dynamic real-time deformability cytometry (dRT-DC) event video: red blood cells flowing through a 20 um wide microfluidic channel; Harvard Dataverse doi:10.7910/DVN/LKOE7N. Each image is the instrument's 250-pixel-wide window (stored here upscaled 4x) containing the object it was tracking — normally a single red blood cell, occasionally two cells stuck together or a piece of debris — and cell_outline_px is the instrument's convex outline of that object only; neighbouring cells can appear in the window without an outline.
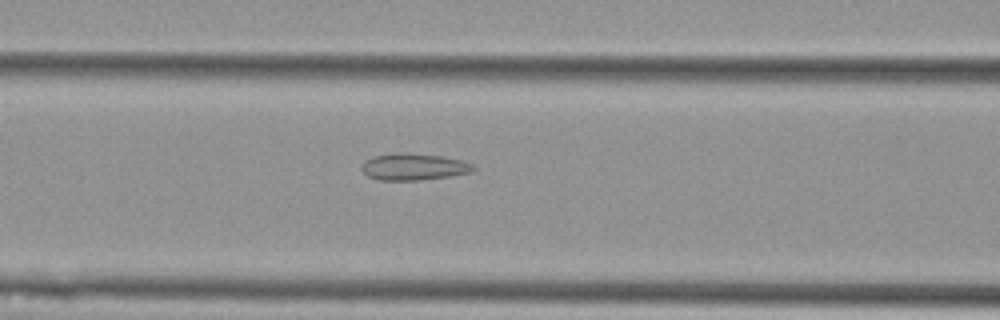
{"species": "Egyptian fruit bat (a non-hibernating species)", "species_latin": "Rousettus aegyptiacus", "temperature_condition": "cold", "stored_images_in_passage": 41, "camera_frame_rate_fps": 3000, "um_per_image_px": 0.085, "animal": {"sex": "female"}, "frame": {"image": 1, "passage_image": 18, "time_ms": 5.667, "image_size_px": [1000, 320], "cell_outline_px": [[476, 168], [472, 172], [448, 176], [416, 180], [380, 180], [368, 176], [360, 168], [360, 164], [364, 160], [372, 156], [396, 152], [408, 152], [444, 156], [464, 160], [472, 164]], "centroid_in_image_um": [35.14, 14.15], "position_along_channel_um": 131.5, "area_um2": 17.69}}
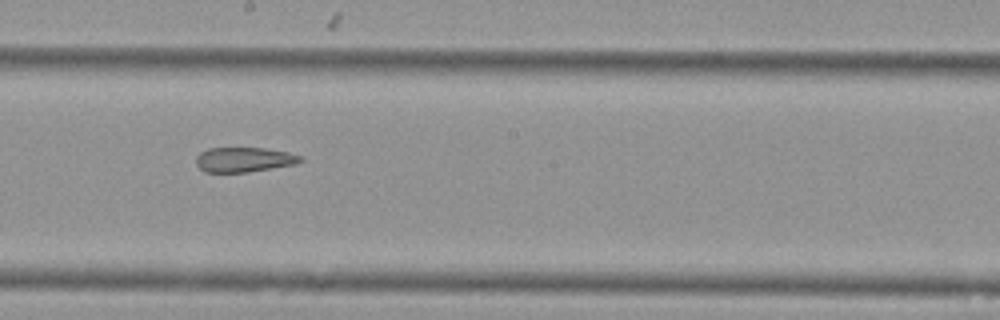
{"frame": {"image": 2, "passage_image": 26, "time_ms": 8.333, "image_size_px": [1000, 320], "cell_outline_px": [[304, 160], [296, 164], [248, 172], [204, 172], [196, 164], [196, 156], [200, 152], [208, 148], [264, 148], [288, 152], [304, 156]], "centroid_in_image_um": [20.76, 13.56], "position_along_channel_um": 227.4, "area_um2": 15.2}}
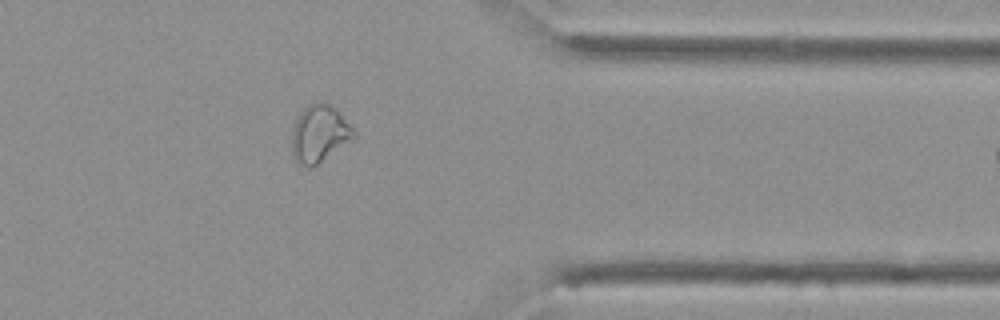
{"frame": {"image": 3, "passage_image": 40, "time_ms": 13.0, "image_size_px": [1000, 320], "cell_outline_px": [[356, 136], [352, 140], [312, 168], [308, 168], [296, 164], [292, 156], [292, 128], [300, 112], [308, 104], [316, 100], [320, 100], [336, 108], [356, 132]], "centroid_in_image_um": [27.13, 11.37], "position_along_channel_um": 384.3, "area_um2": 21.04}}